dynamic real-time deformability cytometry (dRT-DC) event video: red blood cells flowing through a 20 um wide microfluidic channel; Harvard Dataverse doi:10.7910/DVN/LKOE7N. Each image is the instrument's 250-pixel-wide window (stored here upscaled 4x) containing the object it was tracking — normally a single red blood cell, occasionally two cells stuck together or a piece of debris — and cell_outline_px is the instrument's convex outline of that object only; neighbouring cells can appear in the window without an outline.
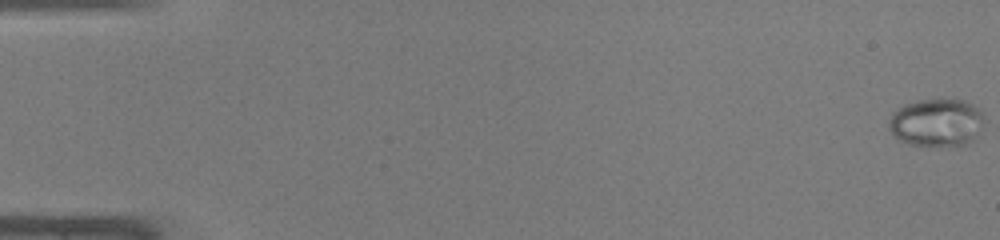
{"species": "common noctule bat (a hibernating species)", "species_latin": "Nyctalus noctula", "temperature_condition": "warm", "stored_images_in_passage": 49, "camera_frame_rate_fps": 3000, "um_per_image_px": 0.085, "animal": {"sex": "male", "body_mass_g": 19.0, "forearm_length_mm": 50.8}, "frame": {"image": 1, "passage_image": 1, "time_ms": 0.0, "image_size_px": [1000, 240], "cell_outline_px": [[984, 120], [976, 136], [968, 144], [908, 144], [900, 140], [888, 128], [888, 120], [892, 112], [904, 104], [936, 96], [964, 100], [980, 108], [984, 112]], "centroid_in_image_um": [79.61, 10.34], "position_along_channel_um": 5.4, "area_um2": 26.88}}
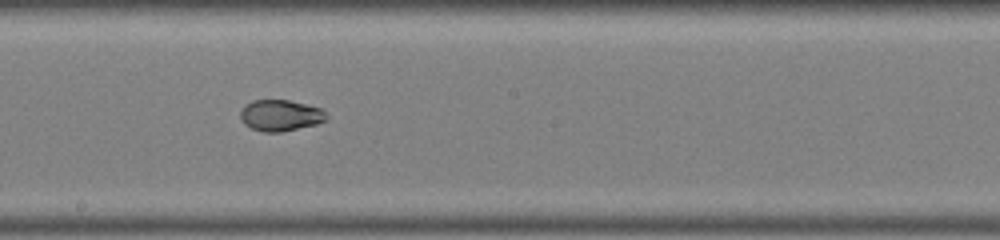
{"frame": {"image": 2, "passage_image": 28, "time_ms": 9.0, "image_size_px": [1000, 240], "cell_outline_px": [[328, 120], [316, 124], [280, 132], [264, 132], [252, 128], [244, 124], [240, 120], [240, 112], [244, 104], [252, 100], [288, 100], [320, 108], [328, 116]], "centroid_in_image_um": [23.8, 9.81], "position_along_channel_um": 224.4, "area_um2": 15.66}}
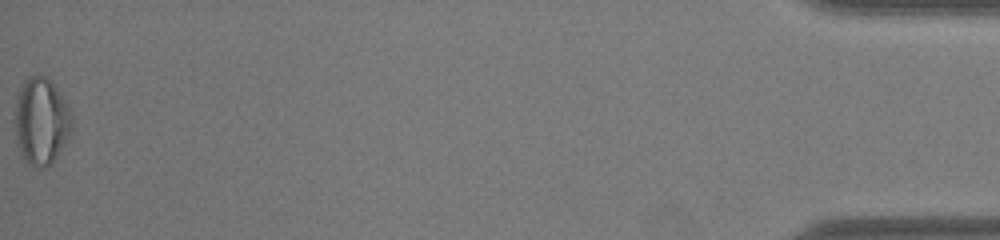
{"frame": {"image": 3, "passage_image": 49, "time_ms": 16.0, "image_size_px": [1000, 240], "cell_outline_px": [[72, 128], [68, 136], [56, 156], [44, 168], [40, 168], [32, 164], [24, 156], [16, 140], [12, 120], [16, 100], [20, 84], [28, 76], [44, 76], [52, 80], [64, 100], [72, 116]], "centroid_in_image_um": [3.46, 10.22], "position_along_channel_um": 431.7, "area_um2": 28.73}, "authors_computed_cell_mechanics": {"area_um2": 20.5768, "velocity_mm_per_s": 4.2901, "shape_relaxation_time_tau1_ms": null, "shape_relaxation_time_tau2_ms": 1.929, "deformation_change_tau1": null, "deformation_change_tau2": 0.0382}}